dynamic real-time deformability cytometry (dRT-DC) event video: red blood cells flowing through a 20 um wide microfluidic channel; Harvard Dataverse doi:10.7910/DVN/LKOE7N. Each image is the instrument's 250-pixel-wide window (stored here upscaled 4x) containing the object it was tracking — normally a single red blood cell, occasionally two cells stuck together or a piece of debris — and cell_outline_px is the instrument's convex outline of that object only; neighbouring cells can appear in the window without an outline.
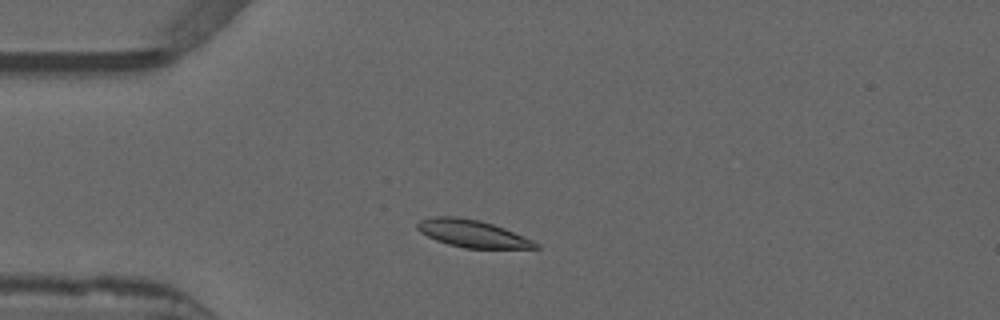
{"species": "common noctule bat (a hibernating species)", "species_latin": "Nyctalus noctula", "temperature_condition": "warm", "stored_images_in_passage": 47, "camera_frame_rate_fps": 3000, "um_per_image_px": 0.085, "animal": {"sex": "male", "forearm_length_mm": 52.5}, "frame": {"image": 1, "passage_image": 8, "time_ms": 2.333, "image_size_px": [1000, 320], "cell_outline_px": [[540, 248], [464, 248], [448, 244], [436, 240], [420, 232], [416, 228], [416, 224], [420, 220], [432, 216], [456, 216], [480, 220], [504, 228], [532, 240], [540, 244]], "centroid_in_image_um": [40.12, 19.84], "position_along_channel_um": 44.9, "area_um2": 18.79}}
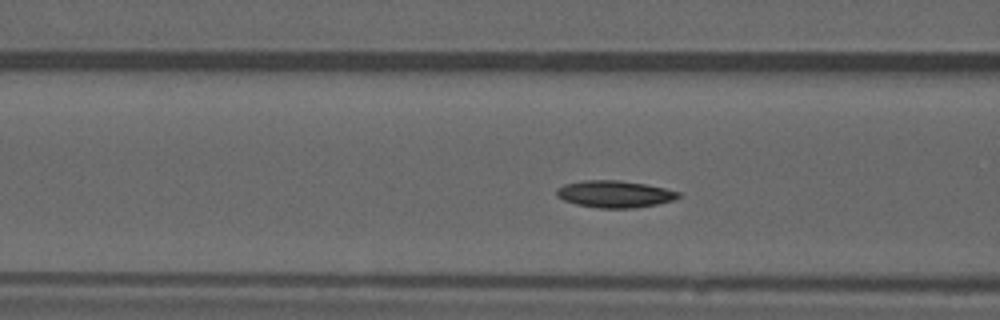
{"frame": {"image": 2, "passage_image": 15, "time_ms": 4.667, "image_size_px": [1000, 320], "cell_outline_px": [[680, 196], [676, 200], [656, 204], [632, 208], [596, 208], [576, 204], [564, 200], [556, 196], [556, 188], [564, 184], [584, 180], [616, 180], [648, 184], [680, 192]], "centroid_in_image_um": [52.24, 16.49], "position_along_channel_um": 114.4, "area_um2": 19.25}}
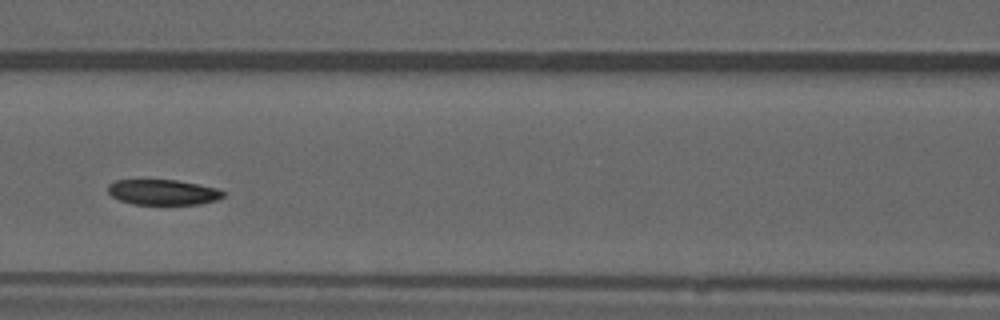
{"frame": {"image": 3, "passage_image": 18, "time_ms": 5.667, "image_size_px": [1000, 320], "cell_outline_px": [[224, 196], [216, 200], [200, 204], [132, 204], [120, 200], [112, 196], [108, 192], [108, 184], [116, 180], [176, 180], [220, 188], [224, 192]], "centroid_in_image_um": [13.87, 16.33], "position_along_channel_um": 152.7, "area_um2": 17.05}, "authors_computed_cell_mechanics": {"area_um2": 18.3226, "velocity_mm_per_s": 3.839, "shape_relaxation_time_tau1_ms": 3.3704, "shape_relaxation_time_tau2_ms": null, "deformation_change_tau1": 0.1101, "deformation_change_tau2": null}}